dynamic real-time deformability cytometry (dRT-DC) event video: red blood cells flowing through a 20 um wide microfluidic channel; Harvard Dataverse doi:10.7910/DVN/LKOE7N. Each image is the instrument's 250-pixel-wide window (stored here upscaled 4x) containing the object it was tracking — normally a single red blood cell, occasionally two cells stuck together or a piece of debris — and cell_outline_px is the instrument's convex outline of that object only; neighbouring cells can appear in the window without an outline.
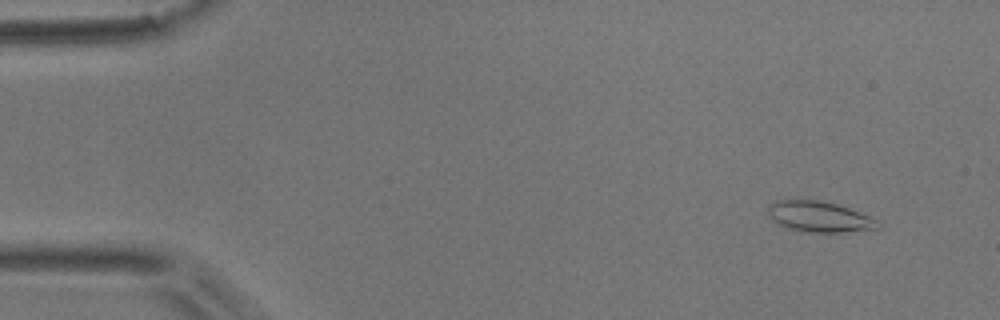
{"species": "common noctule bat (a hibernating species)", "species_latin": "Nyctalus noctula", "temperature_condition": "room temperature", "stored_images_in_passage": 55, "camera_frame_rate_fps": 3000, "um_per_image_px": 0.085, "animal": {"sex": "male", "body_mass_g": 17.9}, "frame": {"image": 1, "passage_image": 5, "time_ms": 1.333, "image_size_px": [1000, 320], "cell_outline_px": [[880, 228], [840, 232], [804, 232], [788, 228], [772, 220], [768, 212], [768, 204], [776, 200], [816, 200], [836, 204], [848, 208], [880, 220]], "centroid_in_image_um": [69.64, 18.42], "position_along_channel_um": 15.4, "area_um2": 19.54}}
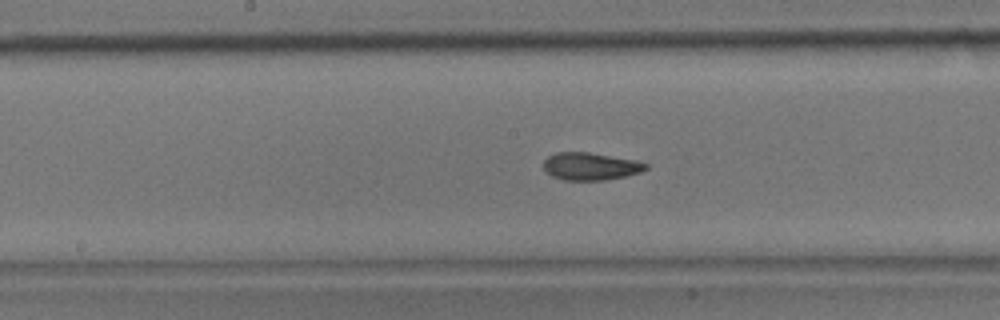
{"frame": {"image": 2, "passage_image": 28, "time_ms": 9.0, "image_size_px": [1000, 320], "cell_outline_px": [[648, 168], [640, 172], [624, 176], [604, 180], [564, 180], [552, 176], [544, 168], [544, 160], [548, 156], [556, 152], [588, 152], [636, 160], [648, 164]], "centroid_in_image_um": [50.19, 14.13], "position_along_channel_um": 198.0, "area_um2": 16.3}}
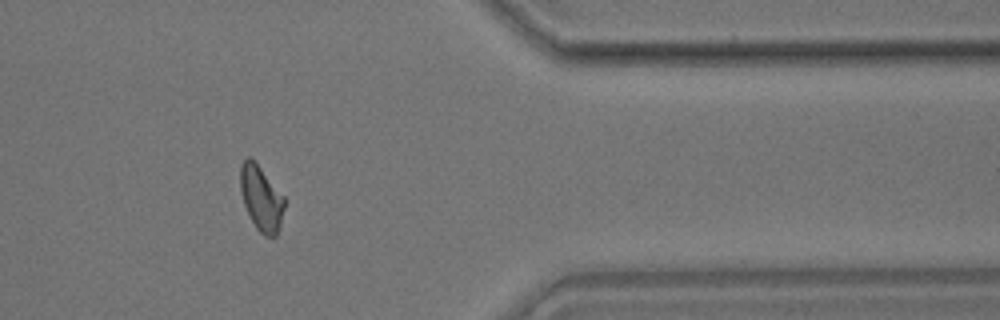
{"frame": {"image": 3, "passage_image": 45, "time_ms": 14.667, "image_size_px": [1000, 320], "cell_outline_px": [[284, 208], [280, 228], [276, 236], [264, 236], [256, 228], [244, 204], [240, 192], [240, 164], [248, 156], [260, 168], [284, 196]], "centroid_in_image_um": [22.2, 16.88], "position_along_channel_um": 389.2, "area_um2": 16.47}, "authors_computed_cell_mechanics": {"area_um2": 16.9354, "velocity_mm_per_s": 3.714, "shape_relaxation_time_tau1_ms": 4.8123, "shape_relaxation_time_tau2_ms": 3.1978, "deformation_change_tau1": 0.1375, "deformation_change_tau2": 0.0852}}